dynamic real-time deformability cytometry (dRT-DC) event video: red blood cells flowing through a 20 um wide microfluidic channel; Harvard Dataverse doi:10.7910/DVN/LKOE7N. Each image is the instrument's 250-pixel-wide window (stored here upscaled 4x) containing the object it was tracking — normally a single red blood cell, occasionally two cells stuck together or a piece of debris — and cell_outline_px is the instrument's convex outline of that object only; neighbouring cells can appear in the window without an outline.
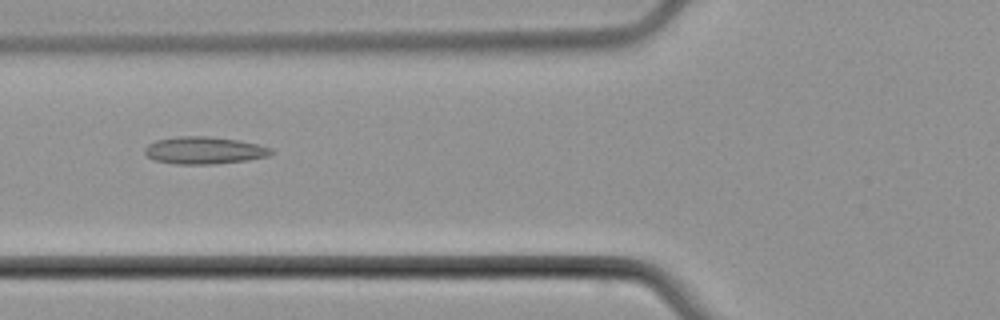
{"species": "common noctule bat (a hibernating species)", "species_latin": "Nyctalus noctula", "temperature_condition": "cold", "stored_images_in_passage": 6, "camera_frame_rate_fps": 3000, "um_per_image_px": 0.085, "animal": {"sex": "male", "body_mass_g": 21.5, "forearm_length_mm": 52.0}, "frame": {"image": 1, "passage_image": 6, "time_ms": 6.333, "image_size_px": [1000, 320], "cell_outline_px": [[276, 152], [268, 156], [248, 160], [212, 164], [176, 164], [156, 160], [148, 156], [144, 152], [144, 148], [148, 144], [156, 140], [180, 136], [208, 136], [240, 140], [272, 148]], "centroid_in_image_um": [17.39, 12.78], "position_along_channel_um": 108.4, "area_um2": 20.11}}